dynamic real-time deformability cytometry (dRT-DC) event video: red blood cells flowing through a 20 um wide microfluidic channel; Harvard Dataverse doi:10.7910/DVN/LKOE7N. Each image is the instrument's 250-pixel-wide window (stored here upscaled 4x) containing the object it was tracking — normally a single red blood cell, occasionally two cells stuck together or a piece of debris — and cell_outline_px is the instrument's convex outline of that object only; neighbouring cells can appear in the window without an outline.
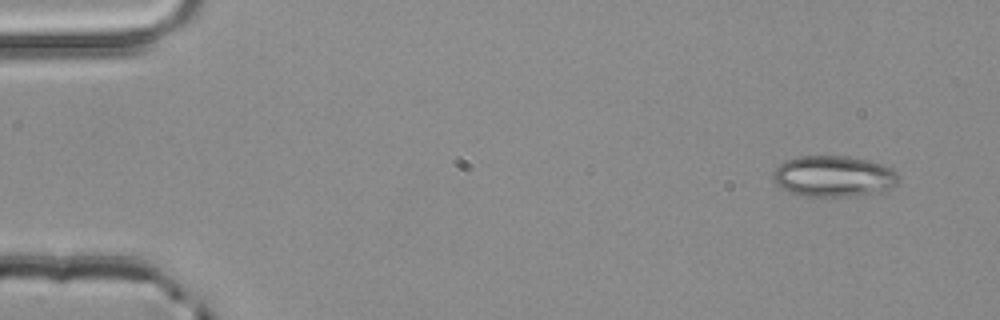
{"species": "common noctule bat (a hibernating species)", "species_latin": "Nyctalus noctula", "temperature_condition": "room temperature", "stored_images_in_passage": 3, "camera_frame_rate_fps": 3000, "um_per_image_px": 0.085, "animal": {"sex": "male", "body_mass_g": 20.4}, "frame": {"image": 1, "passage_image": 1, "time_ms": 0.0, "image_size_px": [1000, 320], "cell_outline_px": [[900, 180], [896, 184], [884, 192], [848, 196], [804, 196], [788, 192], [780, 188], [772, 180], [772, 172], [780, 164], [788, 160], [800, 156], [848, 156], [868, 160], [884, 164], [892, 168], [896, 172]], "centroid_in_image_um": [70.87, 14.99], "position_along_channel_um": 14.1, "area_um2": 30.35}}